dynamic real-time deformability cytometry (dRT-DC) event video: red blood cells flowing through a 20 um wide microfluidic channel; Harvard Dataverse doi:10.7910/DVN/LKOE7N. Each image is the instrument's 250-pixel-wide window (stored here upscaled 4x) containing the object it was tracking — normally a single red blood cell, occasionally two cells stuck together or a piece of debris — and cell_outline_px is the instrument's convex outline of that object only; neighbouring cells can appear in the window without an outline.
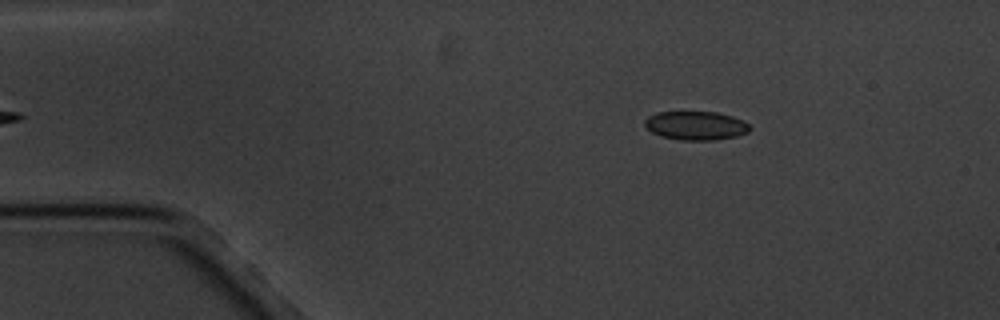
{"species": "common noctule bat (a hibernating species)", "species_latin": "Nyctalus noctula", "temperature_condition": "cold", "stored_images_in_passage": 6, "camera_frame_rate_fps": 3000, "um_per_image_px": 0.085, "animal": {"sex": "male", "body_mass_g": 20.1, "forearm_length_mm": 53.5}, "frame": {"image": 1, "passage_image": 6, "time_ms": 5.667, "image_size_px": [1000, 320], "cell_outline_px": [[752, 128], [748, 132], [736, 136], [712, 140], [680, 140], [660, 136], [652, 132], [644, 124], [644, 120], [648, 116], [656, 112], [716, 112], [732, 116], [744, 120]], "centroid_in_image_um": [59.15, 10.67], "position_along_channel_um": 25.9, "area_um2": 17.63}}